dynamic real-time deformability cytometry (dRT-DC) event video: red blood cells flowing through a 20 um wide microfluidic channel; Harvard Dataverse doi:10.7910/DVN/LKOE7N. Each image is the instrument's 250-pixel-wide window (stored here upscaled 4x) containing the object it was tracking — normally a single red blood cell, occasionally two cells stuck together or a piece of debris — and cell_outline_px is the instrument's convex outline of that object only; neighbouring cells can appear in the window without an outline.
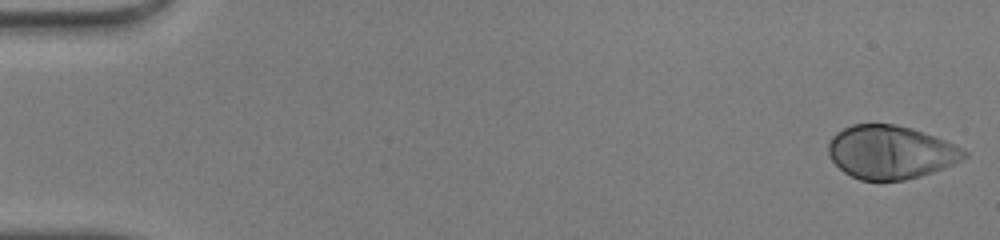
{"species": "human", "species_latin": "Homo sapiens", "temperature_condition": "warm", "stored_images_in_passage": 44, "camera_frame_rate_fps": 3000, "um_per_image_px": 0.085, "donor": {"sex": "male"}, "frame": {"image": 1, "passage_image": 1, "time_ms": 0.0, "image_size_px": [1000, 240], "cell_outline_px": [[968, 156], [944, 168], [920, 176], [904, 180], [860, 180], [844, 172], [832, 160], [828, 152], [828, 144], [832, 136], [836, 132], [852, 124], [896, 124], [912, 128], [944, 140], [968, 152]], "centroid_in_image_um": [75.68, 12.93], "position_along_channel_um": 9.3, "area_um2": 41.96}}
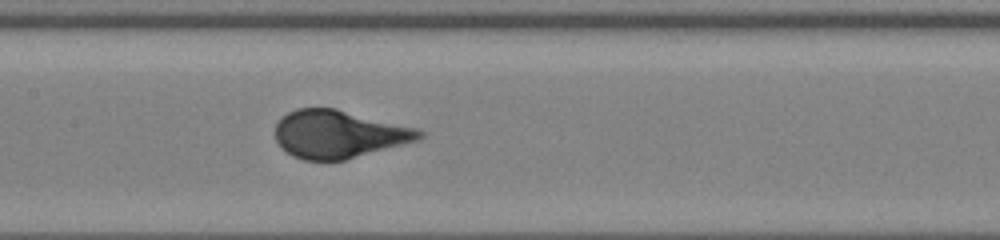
{"frame": {"image": 2, "passage_image": 24, "time_ms": 7.667, "image_size_px": [1000, 240], "cell_outline_px": [[424, 136], [420, 140], [344, 160], [304, 160], [292, 156], [276, 140], [276, 124], [288, 112], [296, 108], [336, 108], [420, 128], [424, 132]], "centroid_in_image_um": [28.86, 11.39], "position_along_channel_um": 178.5, "area_um2": 40.23}}
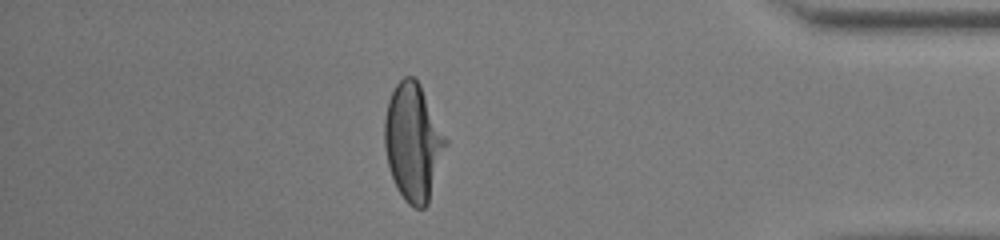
{"frame": {"image": 3, "passage_image": 42, "time_ms": 13.667, "image_size_px": [1000, 240], "cell_outline_px": [[448, 144], [428, 204], [424, 208], [416, 208], [408, 204], [404, 200], [392, 176], [388, 164], [384, 144], [384, 120], [388, 100], [396, 84], [404, 76], [412, 76], [420, 84], [448, 140]], "centroid_in_image_um": [35.13, 12.08], "position_along_channel_um": 400.1, "area_um2": 41.73}}